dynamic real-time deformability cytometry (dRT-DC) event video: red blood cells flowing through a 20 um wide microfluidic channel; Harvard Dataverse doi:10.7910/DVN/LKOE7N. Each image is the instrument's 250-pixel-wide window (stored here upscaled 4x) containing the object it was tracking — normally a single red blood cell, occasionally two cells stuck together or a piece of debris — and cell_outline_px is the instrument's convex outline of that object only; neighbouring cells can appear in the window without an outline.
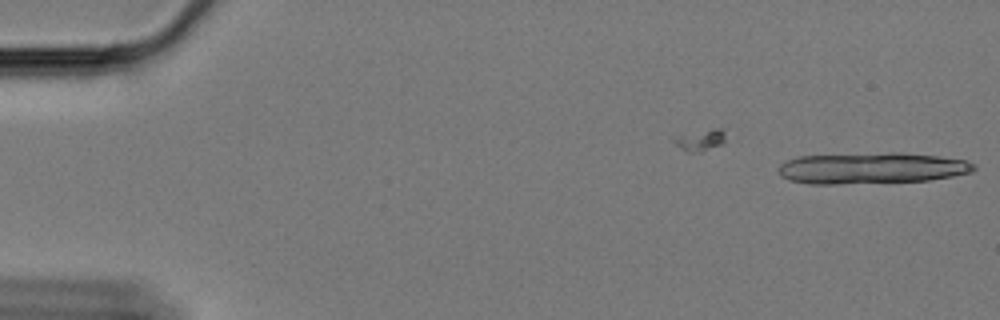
{"species": "Egyptian fruit bat (a non-hibernating species)", "species_latin": "Rousettus aegyptiacus", "temperature_condition": "cold", "stored_images_in_passage": 10, "camera_frame_rate_fps": 3000, "um_per_image_px": 0.085, "animal": {"sex": "female"}, "frame": {"image": 1, "passage_image": 10, "time_ms": 3.0, "image_size_px": [1000, 320], "cell_outline_px": [[976, 168], [972, 172], [952, 176], [928, 180], [836, 184], [808, 184], [788, 180], [780, 176], [776, 168], [780, 164], [788, 160], [800, 156], [888, 152], [900, 152], [940, 156], [964, 160], [976, 164]], "centroid_in_image_um": [74.06, 14.29], "position_along_channel_um": 10.9, "area_um2": 35.78}}